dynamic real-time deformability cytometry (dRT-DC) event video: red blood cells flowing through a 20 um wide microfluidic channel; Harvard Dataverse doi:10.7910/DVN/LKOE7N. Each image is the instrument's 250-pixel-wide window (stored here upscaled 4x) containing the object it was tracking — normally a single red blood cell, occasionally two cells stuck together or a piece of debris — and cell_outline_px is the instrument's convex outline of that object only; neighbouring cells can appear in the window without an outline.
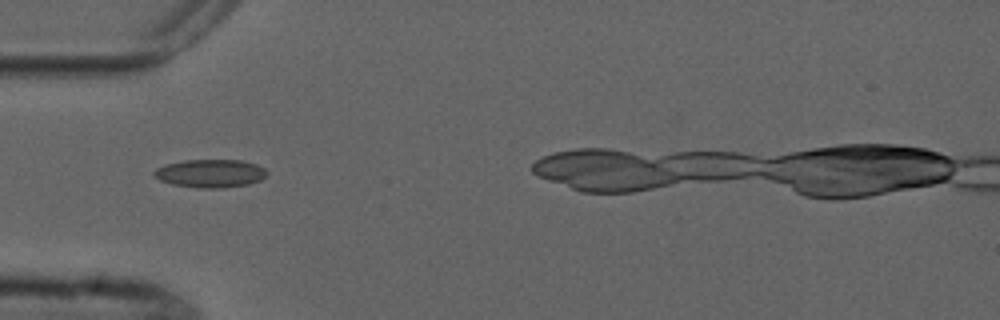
{"species": "common noctule bat (a hibernating species)", "species_latin": "Nyctalus noctula", "temperature_condition": "cold", "stored_images_in_passage": 7, "camera_frame_rate_fps": 3000, "um_per_image_px": 0.085, "animal": {"sex": "male", "forearm_length_mm": 52.5}, "frame": {"image": 1, "passage_image": 3, "time_ms": 2.333, "image_size_px": [1000, 320], "cell_outline_px": [[268, 172], [260, 180], [248, 184], [224, 188], [196, 188], [172, 184], [160, 180], [152, 176], [152, 172], [156, 168], [164, 164], [184, 160], [240, 160], [256, 164], [264, 168]], "centroid_in_image_um": [17.83, 14.74], "position_along_channel_um": 67.2, "area_um2": 18.67}}
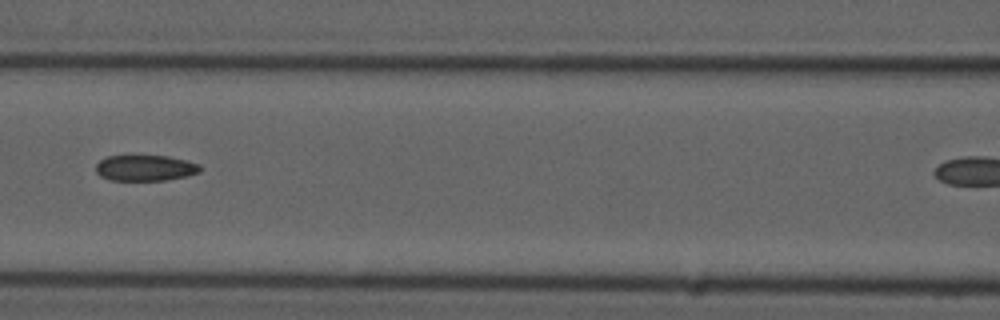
{"frame": {"image": 2, "passage_image": 5, "time_ms": 4.667, "image_size_px": [1000, 320], "cell_outline_px": [[200, 172], [188, 176], [168, 180], [112, 180], [100, 176], [96, 172], [96, 164], [100, 160], [108, 156], [168, 156], [200, 164]], "centroid_in_image_um": [12.35, 14.28], "position_along_channel_um": 154.2, "area_um2": 15.66}}
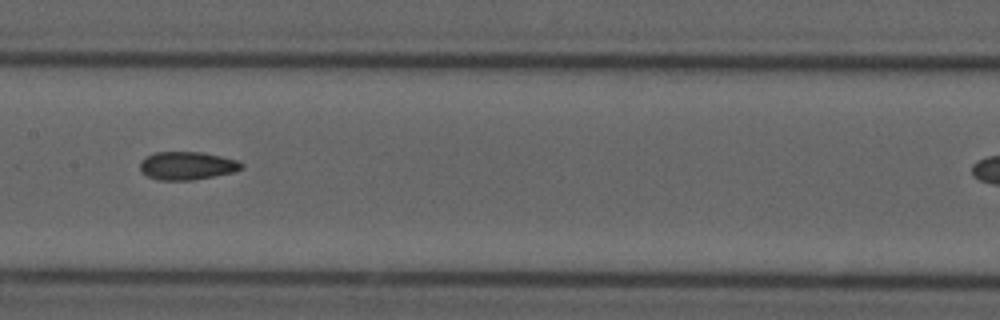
{"frame": {"image": 3, "passage_image": 6, "time_ms": 5.667, "image_size_px": [1000, 320], "cell_outline_px": [[244, 168], [232, 172], [192, 180], [160, 180], [148, 176], [140, 172], [140, 160], [144, 156], [156, 152], [200, 152], [220, 156], [236, 160], [244, 164]], "centroid_in_image_um": [15.86, 14.08], "position_along_channel_um": 191.5, "area_um2": 16.59}}